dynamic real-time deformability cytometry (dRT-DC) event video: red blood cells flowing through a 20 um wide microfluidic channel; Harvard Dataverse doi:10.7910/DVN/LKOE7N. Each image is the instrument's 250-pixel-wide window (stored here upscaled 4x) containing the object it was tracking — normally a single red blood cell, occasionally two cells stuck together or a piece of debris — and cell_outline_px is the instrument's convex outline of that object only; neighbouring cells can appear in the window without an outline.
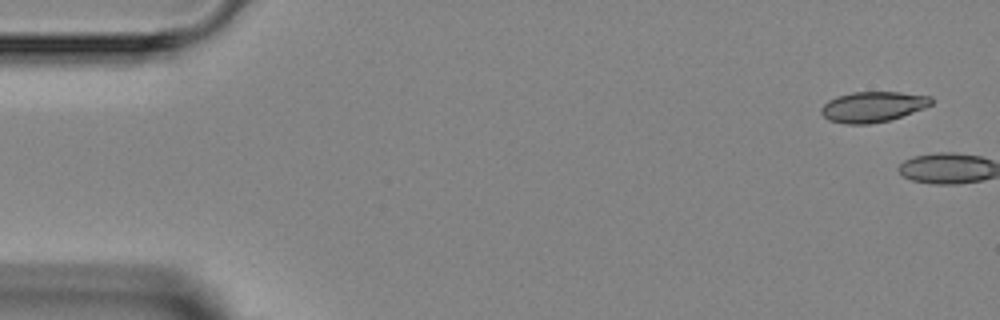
{"species": "Egyptian fruit bat (a non-hibernating species)", "species_latin": "Rousettus aegyptiacus", "temperature_condition": "room temperature", "stored_images_in_passage": 4, "camera_frame_rate_fps": 3000, "um_per_image_px": 0.085, "animal": {"sex": "female"}, "frame": {"image": 1, "passage_image": 1, "time_ms": 0.0, "image_size_px": [1000, 320], "cell_outline_px": [[932, 104], [924, 108], [888, 120], [868, 124], [844, 124], [828, 120], [820, 112], [820, 108], [828, 100], [836, 96], [852, 92], [900, 92], [932, 96]], "centroid_in_image_um": [74.15, 9.07], "position_along_channel_um": 10.8, "area_um2": 19.54}}